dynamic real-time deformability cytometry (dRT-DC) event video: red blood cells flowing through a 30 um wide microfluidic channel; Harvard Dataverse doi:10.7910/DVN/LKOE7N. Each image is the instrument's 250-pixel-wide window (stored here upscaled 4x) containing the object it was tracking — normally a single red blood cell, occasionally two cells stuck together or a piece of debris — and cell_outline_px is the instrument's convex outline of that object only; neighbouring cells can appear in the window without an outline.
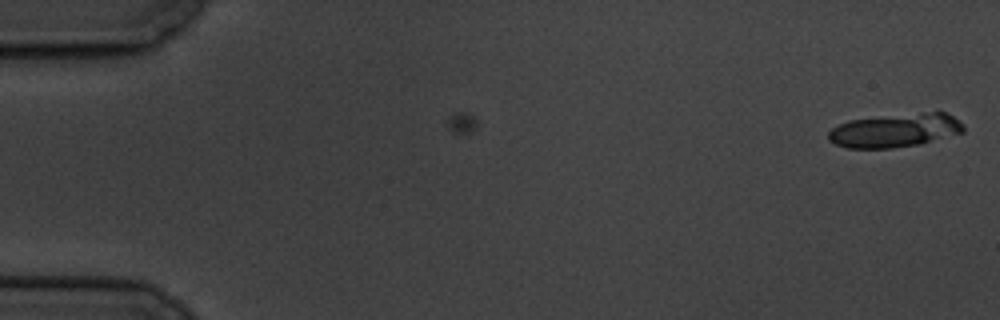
{"species": "common noctule bat (a hibernating species)", "species_latin": "Nyctalus noctula", "temperature_condition": "cold", "stored_images_in_passage": 2, "camera_frame_rate_fps": 3000, "um_per_image_px": 0.085, "animal": {"sex": "male", "body_mass_g": 19.5, "forearm_length_mm": 54.6}, "frame": {"image": 1, "passage_image": 2, "time_ms": 2.0, "image_size_px": [1000, 320], "cell_outline_px": [[964, 132], [920, 144], [892, 148], [848, 148], [836, 144], [828, 140], [828, 132], [832, 128], [848, 120], [932, 112], [944, 112], [952, 116], [964, 124]], "centroid_in_image_um": [76.09, 11.1], "position_along_channel_um": 8.9, "area_um2": 26.13}}